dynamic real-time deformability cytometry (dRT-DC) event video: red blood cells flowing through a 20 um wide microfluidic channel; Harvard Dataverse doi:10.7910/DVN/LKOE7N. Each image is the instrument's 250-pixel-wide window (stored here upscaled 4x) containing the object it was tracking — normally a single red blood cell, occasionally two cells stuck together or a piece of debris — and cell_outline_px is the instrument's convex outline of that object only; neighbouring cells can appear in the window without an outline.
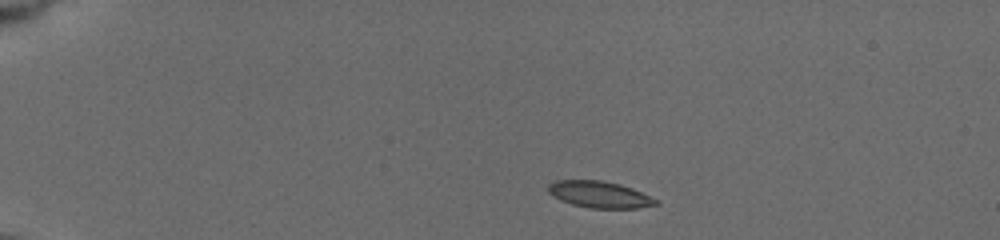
{"species": "common noctule bat (a hibernating species)", "species_latin": "Nyctalus noctula", "temperature_condition": "cold", "stored_images_in_passage": 45, "camera_frame_rate_fps": 3000, "um_per_image_px": 0.085, "animal": {"sex": "female", "body_mass_g": 19.5, "forearm_length_mm": 54.1}, "frame": {"image": 1, "passage_image": 1, "time_ms": 0.0, "image_size_px": [1000, 240], "cell_outline_px": [[660, 204], [636, 208], [592, 208], [572, 204], [560, 200], [552, 196], [548, 192], [548, 184], [556, 180], [600, 180], [620, 184], [632, 188], [660, 200]], "centroid_in_image_um": [50.97, 16.53], "position_along_channel_um": 34.0, "area_um2": 16.76}}
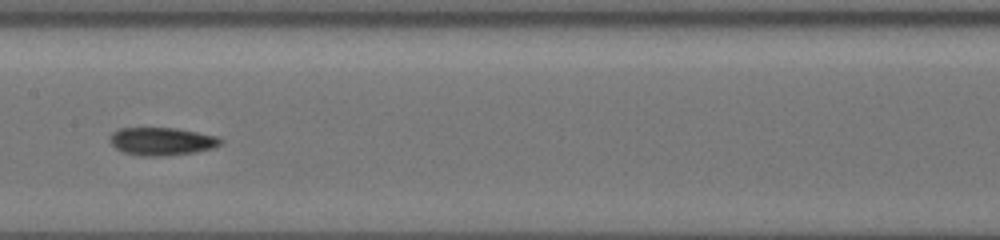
{"frame": {"image": 2, "passage_image": 20, "time_ms": 6.333, "image_size_px": [1000, 240], "cell_outline_px": [[220, 144], [212, 148], [196, 152], [168, 156], [140, 156], [124, 152], [116, 148], [112, 144], [112, 132], [120, 128], [172, 128], [196, 132], [216, 136], [220, 140]], "centroid_in_image_um": [13.74, 12.03], "position_along_channel_um": 193.7, "area_um2": 17.69}}
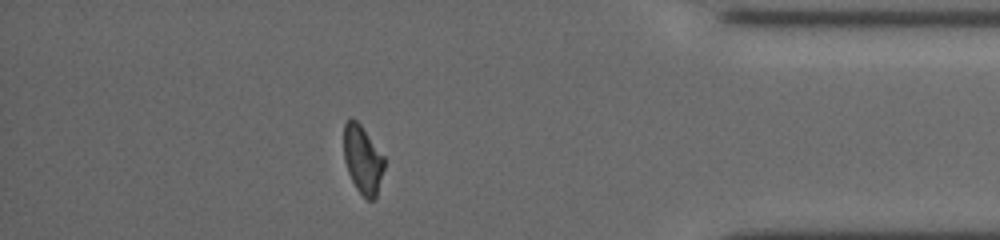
{"frame": {"image": 3, "passage_image": 39, "time_ms": 12.667, "image_size_px": [1000, 240], "cell_outline_px": [[384, 168], [376, 196], [372, 200], [368, 200], [356, 188], [348, 172], [344, 160], [344, 124], [348, 116], [356, 120], [360, 124], [384, 156]], "centroid_in_image_um": [30.81, 13.53], "position_along_channel_um": 404.4, "area_um2": 15.95}, "authors_computed_cell_mechanics": {"area_um2": 17.34, "velocity_mm_per_s": 3.7626, "shape_relaxation_time_tau1_ms": 5.9342, "shape_relaxation_time_tau2_ms": 4.1184, "deformation_change_tau1": 0.1547, "deformation_change_tau2": 0.0874}}